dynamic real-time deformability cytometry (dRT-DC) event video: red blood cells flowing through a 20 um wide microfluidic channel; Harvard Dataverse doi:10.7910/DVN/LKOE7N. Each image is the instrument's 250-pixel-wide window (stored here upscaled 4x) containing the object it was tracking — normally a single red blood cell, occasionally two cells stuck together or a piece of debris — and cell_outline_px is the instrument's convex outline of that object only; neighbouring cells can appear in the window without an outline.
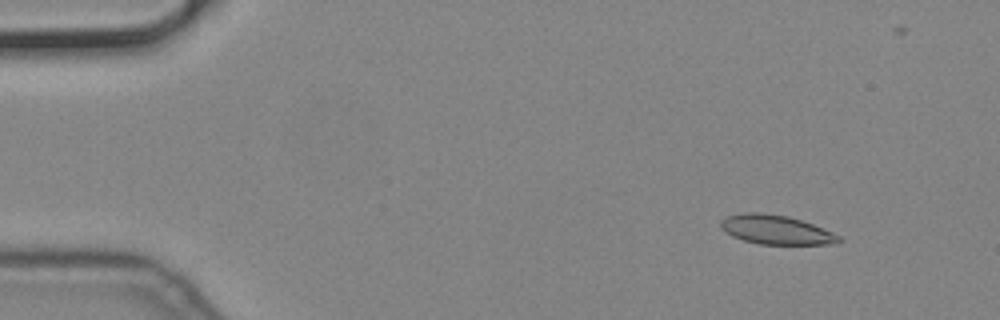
{"species": "common noctule bat (a hibernating species)", "species_latin": "Nyctalus noctula", "temperature_condition": "cold", "stored_images_in_passage": 19, "camera_frame_rate_fps": 3000, "um_per_image_px": 0.085, "animal": {"sex": "male", "body_mass_g": 19.2, "forearm_length_mm": 51.8}, "frame": {"image": 1, "passage_image": 5, "time_ms": 1.333, "image_size_px": [1000, 320], "cell_outline_px": [[844, 240], [836, 244], [760, 244], [744, 240], [732, 236], [720, 228], [720, 220], [728, 216], [744, 212], [760, 212], [788, 216], [812, 224], [832, 232], [840, 236]], "centroid_in_image_um": [65.96, 19.53], "position_along_channel_um": 19.0, "area_um2": 20.06}}
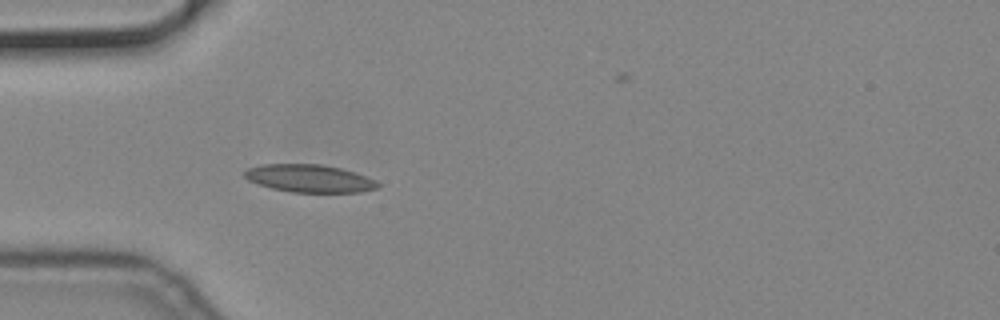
{"frame": {"image": 2, "passage_image": 16, "time_ms": 5.0, "image_size_px": [1000, 320], "cell_outline_px": [[380, 184], [376, 188], [360, 192], [292, 192], [272, 188], [248, 180], [244, 176], [244, 172], [248, 168], [260, 164], [320, 164], [340, 168], [376, 180]], "centroid_in_image_um": [26.27, 15.16], "position_along_channel_um": 58.7, "area_um2": 21.27}}